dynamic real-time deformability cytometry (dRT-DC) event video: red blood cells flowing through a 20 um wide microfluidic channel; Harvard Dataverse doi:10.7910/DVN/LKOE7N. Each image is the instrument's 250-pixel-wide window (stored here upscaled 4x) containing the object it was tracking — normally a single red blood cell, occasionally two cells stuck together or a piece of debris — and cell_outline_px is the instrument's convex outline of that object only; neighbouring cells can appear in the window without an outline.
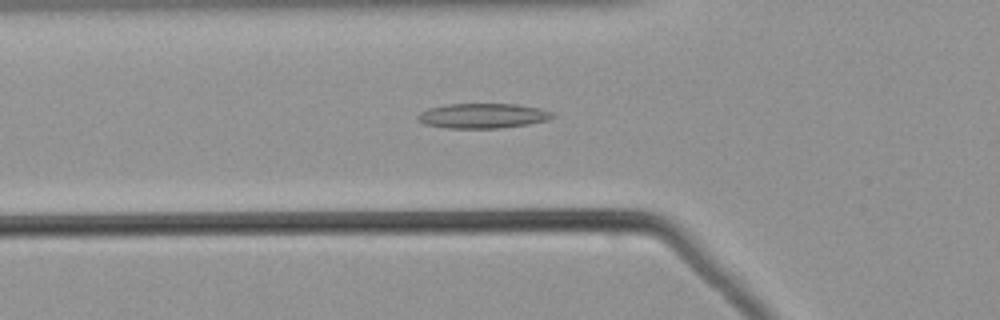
{"species": "common noctule bat (a hibernating species)", "species_latin": "Nyctalus noctula", "temperature_condition": "warm", "stored_images_in_passage": 52, "camera_frame_rate_fps": 3000, "um_per_image_px": 0.085, "animal": {"sex": "male", "body_mass_g": 21.5, "forearm_length_mm": 52.0}, "frame": {"image": 1, "passage_image": 19, "time_ms": 6.0, "image_size_px": [1000, 320], "cell_outline_px": [[556, 116], [548, 120], [528, 124], [500, 128], [444, 128], [424, 124], [416, 120], [416, 116], [420, 112], [428, 108], [444, 104], [516, 104], [540, 108], [552, 112]], "centroid_in_image_um": [41.0, 9.84], "position_along_channel_um": 84.8, "area_um2": 19.77}}
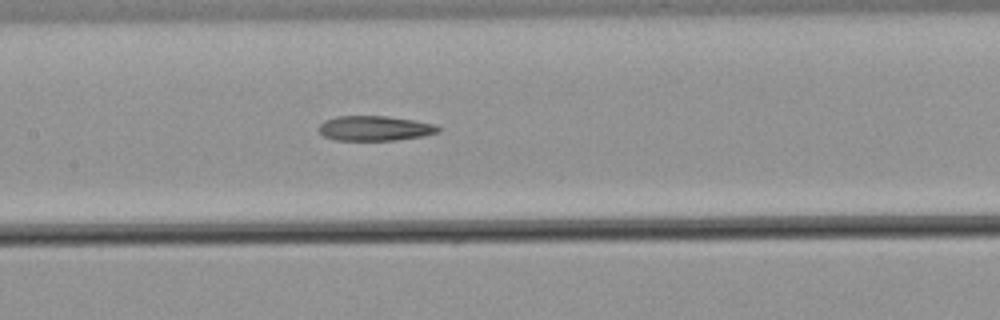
{"frame": {"image": 2, "passage_image": 26, "time_ms": 8.333, "image_size_px": [1000, 320], "cell_outline_px": [[440, 132], [424, 136], [396, 140], [336, 140], [324, 136], [320, 132], [320, 124], [324, 120], [336, 116], [388, 116], [436, 124], [440, 128]], "centroid_in_image_um": [31.88, 10.9], "position_along_channel_um": 175.5, "area_um2": 17.34}}
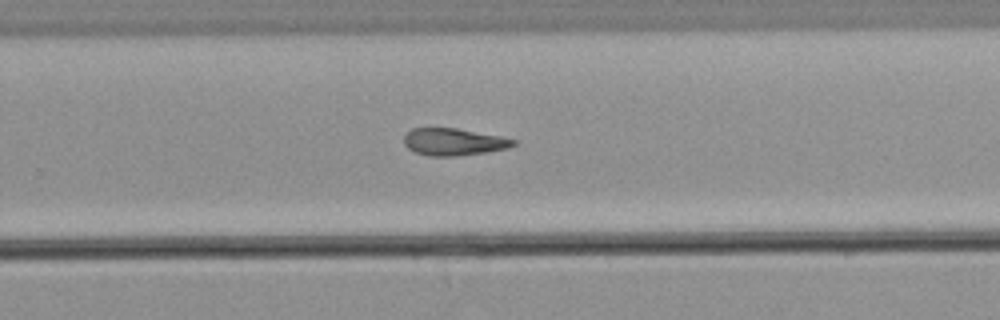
{"frame": {"image": 3, "passage_image": 35, "time_ms": 11.333, "image_size_px": [1000, 320], "cell_outline_px": [[516, 144], [508, 148], [484, 152], [456, 156], [428, 156], [416, 152], [408, 148], [404, 144], [404, 136], [412, 128], [456, 128], [500, 136], [516, 140]], "centroid_in_image_um": [38.55, 12.06], "position_along_channel_um": 291.3, "area_um2": 17.17}}